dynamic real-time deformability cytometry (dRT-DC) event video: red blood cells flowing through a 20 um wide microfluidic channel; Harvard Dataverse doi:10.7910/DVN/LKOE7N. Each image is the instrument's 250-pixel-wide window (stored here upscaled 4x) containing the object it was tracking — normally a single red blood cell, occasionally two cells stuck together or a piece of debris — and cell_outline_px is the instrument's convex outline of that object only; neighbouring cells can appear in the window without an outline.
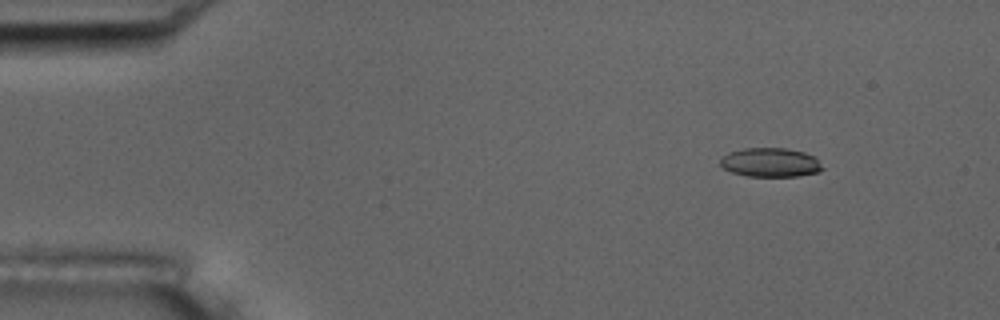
{"species": "common noctule bat (a hibernating species)", "species_latin": "Nyctalus noctula", "temperature_condition": "room temperature", "stored_images_in_passage": 51, "camera_frame_rate_fps": 3000, "um_per_image_px": 0.085, "animal": {"sex": "male", "body_mass_g": 17.5, "forearm_length_mm": 52.3}, "frame": {"image": 1, "passage_image": 2, "time_ms": 0.333, "image_size_px": [1000, 320], "cell_outline_px": [[824, 168], [820, 172], [800, 176], [748, 176], [732, 172], [724, 168], [720, 164], [720, 160], [728, 152], [744, 148], [784, 148], [804, 152], [816, 156]], "centroid_in_image_um": [65.53, 13.81], "position_along_channel_um": 19.5, "area_um2": 17.4}}
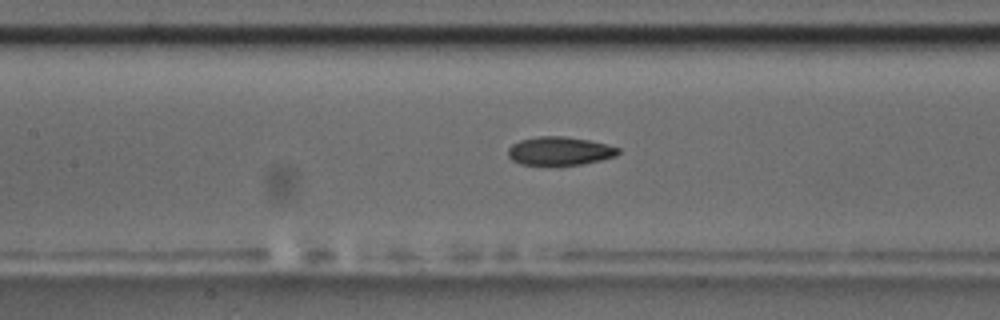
{"frame": {"image": 2, "passage_image": 21, "time_ms": 6.667, "image_size_px": [1000, 320], "cell_outline_px": [[620, 152], [616, 156], [600, 160], [580, 164], [556, 168], [520, 164], [512, 160], [508, 156], [508, 148], [512, 144], [520, 140], [540, 136], [564, 136], [588, 140], [608, 144], [620, 148]], "centroid_in_image_um": [47.55, 12.87], "position_along_channel_um": 159.9, "area_um2": 18.96}}
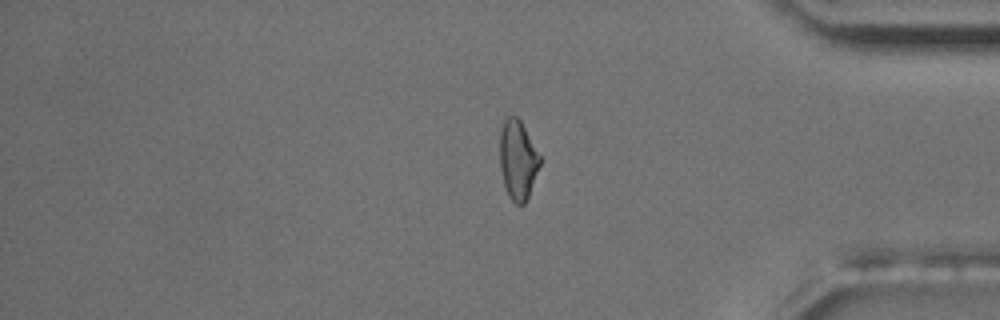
{"frame": {"image": 3, "passage_image": 42, "time_ms": 13.667, "image_size_px": [1000, 320], "cell_outline_px": [[540, 164], [528, 196], [524, 204], [516, 204], [508, 196], [504, 184], [500, 168], [500, 132], [504, 116], [516, 116], [520, 120], [540, 156]], "centroid_in_image_um": [43.99, 13.57], "position_along_channel_um": 391.2, "area_um2": 18.32}, "authors_computed_cell_mechanics": {"area_um2": 18.5538, "velocity_mm_per_s": 3.6214, "shape_relaxation_time_tau1_ms": 8.2628, "shape_relaxation_time_tau2_ms": 4.356, "deformation_change_tau1": 0.2045, "deformation_change_tau2": 0.1215}}